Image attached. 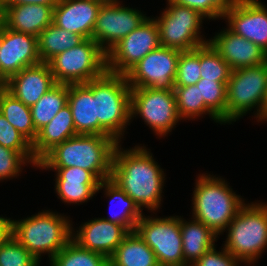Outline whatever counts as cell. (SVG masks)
I'll return each mask as SVG.
<instances>
[{"label":"cell","mask_w":267,"mask_h":266,"mask_svg":"<svg viewBox=\"0 0 267 266\" xmlns=\"http://www.w3.org/2000/svg\"><path fill=\"white\" fill-rule=\"evenodd\" d=\"M148 150L139 144L123 149L118 143L113 154L110 180L131 197L142 211L145 207L155 214L163 200L166 175Z\"/></svg>","instance_id":"cell-1"},{"label":"cell","mask_w":267,"mask_h":266,"mask_svg":"<svg viewBox=\"0 0 267 266\" xmlns=\"http://www.w3.org/2000/svg\"><path fill=\"white\" fill-rule=\"evenodd\" d=\"M118 142L110 136L77 134L56 145L38 163V168L79 167L100 181L111 176L113 154Z\"/></svg>","instance_id":"cell-2"},{"label":"cell","mask_w":267,"mask_h":266,"mask_svg":"<svg viewBox=\"0 0 267 266\" xmlns=\"http://www.w3.org/2000/svg\"><path fill=\"white\" fill-rule=\"evenodd\" d=\"M192 197V217L220 236L246 203L220 176L199 174Z\"/></svg>","instance_id":"cell-3"},{"label":"cell","mask_w":267,"mask_h":266,"mask_svg":"<svg viewBox=\"0 0 267 266\" xmlns=\"http://www.w3.org/2000/svg\"><path fill=\"white\" fill-rule=\"evenodd\" d=\"M72 220L66 215L43 210L27 218L10 220L11 235L35 258L49 261L72 239Z\"/></svg>","instance_id":"cell-4"},{"label":"cell","mask_w":267,"mask_h":266,"mask_svg":"<svg viewBox=\"0 0 267 266\" xmlns=\"http://www.w3.org/2000/svg\"><path fill=\"white\" fill-rule=\"evenodd\" d=\"M92 93L96 97L99 135L113 137L121 143L131 122V87L126 76L106 71L92 80Z\"/></svg>","instance_id":"cell-5"},{"label":"cell","mask_w":267,"mask_h":266,"mask_svg":"<svg viewBox=\"0 0 267 266\" xmlns=\"http://www.w3.org/2000/svg\"><path fill=\"white\" fill-rule=\"evenodd\" d=\"M225 231L224 248L244 264H255L267 249V203H245Z\"/></svg>","instance_id":"cell-6"},{"label":"cell","mask_w":267,"mask_h":266,"mask_svg":"<svg viewBox=\"0 0 267 266\" xmlns=\"http://www.w3.org/2000/svg\"><path fill=\"white\" fill-rule=\"evenodd\" d=\"M226 90V124L236 122L253 109L257 110L253 115L259 122L267 99V62L232 70Z\"/></svg>","instance_id":"cell-7"},{"label":"cell","mask_w":267,"mask_h":266,"mask_svg":"<svg viewBox=\"0 0 267 266\" xmlns=\"http://www.w3.org/2000/svg\"><path fill=\"white\" fill-rule=\"evenodd\" d=\"M56 83L80 84L101 77L106 71V53L94 39L59 53L48 62Z\"/></svg>","instance_id":"cell-8"},{"label":"cell","mask_w":267,"mask_h":266,"mask_svg":"<svg viewBox=\"0 0 267 266\" xmlns=\"http://www.w3.org/2000/svg\"><path fill=\"white\" fill-rule=\"evenodd\" d=\"M166 4L161 16L154 17L161 46L189 51L209 43L200 31L203 20H206L204 16L194 9L168 0Z\"/></svg>","instance_id":"cell-9"},{"label":"cell","mask_w":267,"mask_h":266,"mask_svg":"<svg viewBox=\"0 0 267 266\" xmlns=\"http://www.w3.org/2000/svg\"><path fill=\"white\" fill-rule=\"evenodd\" d=\"M130 116L131 122L136 116L142 117L159 138L167 136L181 121L174 91L153 88H131Z\"/></svg>","instance_id":"cell-10"},{"label":"cell","mask_w":267,"mask_h":266,"mask_svg":"<svg viewBox=\"0 0 267 266\" xmlns=\"http://www.w3.org/2000/svg\"><path fill=\"white\" fill-rule=\"evenodd\" d=\"M134 231L153 250L159 266H184L180 216L143 214Z\"/></svg>","instance_id":"cell-11"},{"label":"cell","mask_w":267,"mask_h":266,"mask_svg":"<svg viewBox=\"0 0 267 266\" xmlns=\"http://www.w3.org/2000/svg\"><path fill=\"white\" fill-rule=\"evenodd\" d=\"M159 46V30L156 21L152 17H147L137 29L130 32L106 53L107 72L125 75L146 54Z\"/></svg>","instance_id":"cell-12"},{"label":"cell","mask_w":267,"mask_h":266,"mask_svg":"<svg viewBox=\"0 0 267 266\" xmlns=\"http://www.w3.org/2000/svg\"><path fill=\"white\" fill-rule=\"evenodd\" d=\"M181 50L159 46L126 74L131 88L173 90Z\"/></svg>","instance_id":"cell-13"},{"label":"cell","mask_w":267,"mask_h":266,"mask_svg":"<svg viewBox=\"0 0 267 266\" xmlns=\"http://www.w3.org/2000/svg\"><path fill=\"white\" fill-rule=\"evenodd\" d=\"M146 18L141 10L125 7L122 1L104 3L98 12L93 39L107 53L121 39L137 29Z\"/></svg>","instance_id":"cell-14"},{"label":"cell","mask_w":267,"mask_h":266,"mask_svg":"<svg viewBox=\"0 0 267 266\" xmlns=\"http://www.w3.org/2000/svg\"><path fill=\"white\" fill-rule=\"evenodd\" d=\"M227 27L267 52V8L259 0H234L223 16Z\"/></svg>","instance_id":"cell-15"},{"label":"cell","mask_w":267,"mask_h":266,"mask_svg":"<svg viewBox=\"0 0 267 266\" xmlns=\"http://www.w3.org/2000/svg\"><path fill=\"white\" fill-rule=\"evenodd\" d=\"M41 63L38 38L11 30L1 29L0 75L8 81L22 69Z\"/></svg>","instance_id":"cell-16"},{"label":"cell","mask_w":267,"mask_h":266,"mask_svg":"<svg viewBox=\"0 0 267 266\" xmlns=\"http://www.w3.org/2000/svg\"><path fill=\"white\" fill-rule=\"evenodd\" d=\"M128 233L122 225L101 217L82 223L77 231L72 227V240L80 247L103 254L109 259Z\"/></svg>","instance_id":"cell-17"},{"label":"cell","mask_w":267,"mask_h":266,"mask_svg":"<svg viewBox=\"0 0 267 266\" xmlns=\"http://www.w3.org/2000/svg\"><path fill=\"white\" fill-rule=\"evenodd\" d=\"M209 43L232 70L253 67L267 62V52L260 46L232 32L228 27L221 30Z\"/></svg>","instance_id":"cell-18"},{"label":"cell","mask_w":267,"mask_h":266,"mask_svg":"<svg viewBox=\"0 0 267 266\" xmlns=\"http://www.w3.org/2000/svg\"><path fill=\"white\" fill-rule=\"evenodd\" d=\"M102 4L97 0H59L54 7L53 24L84 39H93V31Z\"/></svg>","instance_id":"cell-19"},{"label":"cell","mask_w":267,"mask_h":266,"mask_svg":"<svg viewBox=\"0 0 267 266\" xmlns=\"http://www.w3.org/2000/svg\"><path fill=\"white\" fill-rule=\"evenodd\" d=\"M55 171V192L67 204H82L92 199L99 188L100 180L88 170L79 167L39 168Z\"/></svg>","instance_id":"cell-20"},{"label":"cell","mask_w":267,"mask_h":266,"mask_svg":"<svg viewBox=\"0 0 267 266\" xmlns=\"http://www.w3.org/2000/svg\"><path fill=\"white\" fill-rule=\"evenodd\" d=\"M56 84L49 64L41 62L12 76L7 81L6 89L26 106L32 107Z\"/></svg>","instance_id":"cell-21"},{"label":"cell","mask_w":267,"mask_h":266,"mask_svg":"<svg viewBox=\"0 0 267 266\" xmlns=\"http://www.w3.org/2000/svg\"><path fill=\"white\" fill-rule=\"evenodd\" d=\"M68 105L77 134L99 135L96 97L92 93V80L87 83L68 84Z\"/></svg>","instance_id":"cell-22"},{"label":"cell","mask_w":267,"mask_h":266,"mask_svg":"<svg viewBox=\"0 0 267 266\" xmlns=\"http://www.w3.org/2000/svg\"><path fill=\"white\" fill-rule=\"evenodd\" d=\"M53 11L51 6L40 4L6 7L5 27L38 38L47 26L53 24Z\"/></svg>","instance_id":"cell-23"},{"label":"cell","mask_w":267,"mask_h":266,"mask_svg":"<svg viewBox=\"0 0 267 266\" xmlns=\"http://www.w3.org/2000/svg\"><path fill=\"white\" fill-rule=\"evenodd\" d=\"M77 135L70 106L65 105L42 127L32 144V152L35 159L39 162L50 150L65 140Z\"/></svg>","instance_id":"cell-24"},{"label":"cell","mask_w":267,"mask_h":266,"mask_svg":"<svg viewBox=\"0 0 267 266\" xmlns=\"http://www.w3.org/2000/svg\"><path fill=\"white\" fill-rule=\"evenodd\" d=\"M186 221L180 216L184 266H192L202 255L213 248L219 238L208 226L195 218Z\"/></svg>","instance_id":"cell-25"},{"label":"cell","mask_w":267,"mask_h":266,"mask_svg":"<svg viewBox=\"0 0 267 266\" xmlns=\"http://www.w3.org/2000/svg\"><path fill=\"white\" fill-rule=\"evenodd\" d=\"M102 189L104 191V195L106 196L105 198H109V211H111V217H103V219L118 225H122L128 232H133L135 230L137 222L143 216V211L131 197H129L110 179L100 182L97 192ZM114 203L117 205L119 204L121 208H116L117 211L111 210V207L113 206L112 204ZM115 207L117 206L115 205Z\"/></svg>","instance_id":"cell-26"},{"label":"cell","mask_w":267,"mask_h":266,"mask_svg":"<svg viewBox=\"0 0 267 266\" xmlns=\"http://www.w3.org/2000/svg\"><path fill=\"white\" fill-rule=\"evenodd\" d=\"M109 266H159L153 250L133 231L109 258Z\"/></svg>","instance_id":"cell-27"},{"label":"cell","mask_w":267,"mask_h":266,"mask_svg":"<svg viewBox=\"0 0 267 266\" xmlns=\"http://www.w3.org/2000/svg\"><path fill=\"white\" fill-rule=\"evenodd\" d=\"M85 39L54 24L47 26L38 36V54L41 62L48 63L67 49L78 46Z\"/></svg>","instance_id":"cell-28"},{"label":"cell","mask_w":267,"mask_h":266,"mask_svg":"<svg viewBox=\"0 0 267 266\" xmlns=\"http://www.w3.org/2000/svg\"><path fill=\"white\" fill-rule=\"evenodd\" d=\"M0 112L31 144L38 132L33 125L30 107L17 99L7 89L0 95Z\"/></svg>","instance_id":"cell-29"},{"label":"cell","mask_w":267,"mask_h":266,"mask_svg":"<svg viewBox=\"0 0 267 266\" xmlns=\"http://www.w3.org/2000/svg\"><path fill=\"white\" fill-rule=\"evenodd\" d=\"M68 104V84L57 83L47 91L32 107L31 116L35 130L38 132Z\"/></svg>","instance_id":"cell-30"},{"label":"cell","mask_w":267,"mask_h":266,"mask_svg":"<svg viewBox=\"0 0 267 266\" xmlns=\"http://www.w3.org/2000/svg\"><path fill=\"white\" fill-rule=\"evenodd\" d=\"M176 108L181 120H195L209 115L214 122L223 124L221 120L205 105L196 84L190 86H174Z\"/></svg>","instance_id":"cell-31"},{"label":"cell","mask_w":267,"mask_h":266,"mask_svg":"<svg viewBox=\"0 0 267 266\" xmlns=\"http://www.w3.org/2000/svg\"><path fill=\"white\" fill-rule=\"evenodd\" d=\"M51 266H109V259L70 240L51 260Z\"/></svg>","instance_id":"cell-32"},{"label":"cell","mask_w":267,"mask_h":266,"mask_svg":"<svg viewBox=\"0 0 267 266\" xmlns=\"http://www.w3.org/2000/svg\"><path fill=\"white\" fill-rule=\"evenodd\" d=\"M232 69L210 43L200 46V76L206 80L228 82Z\"/></svg>","instance_id":"cell-33"},{"label":"cell","mask_w":267,"mask_h":266,"mask_svg":"<svg viewBox=\"0 0 267 266\" xmlns=\"http://www.w3.org/2000/svg\"><path fill=\"white\" fill-rule=\"evenodd\" d=\"M201 98L204 99L205 105L226 124V107H227V82H217L215 80H206L201 78L197 83Z\"/></svg>","instance_id":"cell-34"},{"label":"cell","mask_w":267,"mask_h":266,"mask_svg":"<svg viewBox=\"0 0 267 266\" xmlns=\"http://www.w3.org/2000/svg\"><path fill=\"white\" fill-rule=\"evenodd\" d=\"M0 145L20 152L33 167L38 161L32 152V144L0 112Z\"/></svg>","instance_id":"cell-35"},{"label":"cell","mask_w":267,"mask_h":266,"mask_svg":"<svg viewBox=\"0 0 267 266\" xmlns=\"http://www.w3.org/2000/svg\"><path fill=\"white\" fill-rule=\"evenodd\" d=\"M40 262L11 233L0 243V266H40Z\"/></svg>","instance_id":"cell-36"},{"label":"cell","mask_w":267,"mask_h":266,"mask_svg":"<svg viewBox=\"0 0 267 266\" xmlns=\"http://www.w3.org/2000/svg\"><path fill=\"white\" fill-rule=\"evenodd\" d=\"M200 79V46L194 50L181 51L174 86L194 85Z\"/></svg>","instance_id":"cell-37"},{"label":"cell","mask_w":267,"mask_h":266,"mask_svg":"<svg viewBox=\"0 0 267 266\" xmlns=\"http://www.w3.org/2000/svg\"><path fill=\"white\" fill-rule=\"evenodd\" d=\"M196 10L208 20L223 19L234 0H168Z\"/></svg>","instance_id":"cell-38"},{"label":"cell","mask_w":267,"mask_h":266,"mask_svg":"<svg viewBox=\"0 0 267 266\" xmlns=\"http://www.w3.org/2000/svg\"><path fill=\"white\" fill-rule=\"evenodd\" d=\"M28 164L31 165L20 152L0 145V181L17 178Z\"/></svg>","instance_id":"cell-39"},{"label":"cell","mask_w":267,"mask_h":266,"mask_svg":"<svg viewBox=\"0 0 267 266\" xmlns=\"http://www.w3.org/2000/svg\"><path fill=\"white\" fill-rule=\"evenodd\" d=\"M221 252L214 246L202 255L192 266H239L242 262L224 247Z\"/></svg>","instance_id":"cell-40"},{"label":"cell","mask_w":267,"mask_h":266,"mask_svg":"<svg viewBox=\"0 0 267 266\" xmlns=\"http://www.w3.org/2000/svg\"><path fill=\"white\" fill-rule=\"evenodd\" d=\"M4 2L6 4V7L23 4H40L54 8L58 4L59 0H4Z\"/></svg>","instance_id":"cell-41"},{"label":"cell","mask_w":267,"mask_h":266,"mask_svg":"<svg viewBox=\"0 0 267 266\" xmlns=\"http://www.w3.org/2000/svg\"><path fill=\"white\" fill-rule=\"evenodd\" d=\"M11 218L0 216V243L10 235Z\"/></svg>","instance_id":"cell-42"},{"label":"cell","mask_w":267,"mask_h":266,"mask_svg":"<svg viewBox=\"0 0 267 266\" xmlns=\"http://www.w3.org/2000/svg\"><path fill=\"white\" fill-rule=\"evenodd\" d=\"M6 25V4L4 0H0V29Z\"/></svg>","instance_id":"cell-43"},{"label":"cell","mask_w":267,"mask_h":266,"mask_svg":"<svg viewBox=\"0 0 267 266\" xmlns=\"http://www.w3.org/2000/svg\"><path fill=\"white\" fill-rule=\"evenodd\" d=\"M7 81L0 75V95L6 90Z\"/></svg>","instance_id":"cell-44"},{"label":"cell","mask_w":267,"mask_h":266,"mask_svg":"<svg viewBox=\"0 0 267 266\" xmlns=\"http://www.w3.org/2000/svg\"><path fill=\"white\" fill-rule=\"evenodd\" d=\"M260 121H267V99H266V102H265V105H264V110H263V114H262V117L261 119L259 120Z\"/></svg>","instance_id":"cell-45"},{"label":"cell","mask_w":267,"mask_h":266,"mask_svg":"<svg viewBox=\"0 0 267 266\" xmlns=\"http://www.w3.org/2000/svg\"><path fill=\"white\" fill-rule=\"evenodd\" d=\"M100 1L101 3H114V2H118L119 0H97Z\"/></svg>","instance_id":"cell-46"}]
</instances>
